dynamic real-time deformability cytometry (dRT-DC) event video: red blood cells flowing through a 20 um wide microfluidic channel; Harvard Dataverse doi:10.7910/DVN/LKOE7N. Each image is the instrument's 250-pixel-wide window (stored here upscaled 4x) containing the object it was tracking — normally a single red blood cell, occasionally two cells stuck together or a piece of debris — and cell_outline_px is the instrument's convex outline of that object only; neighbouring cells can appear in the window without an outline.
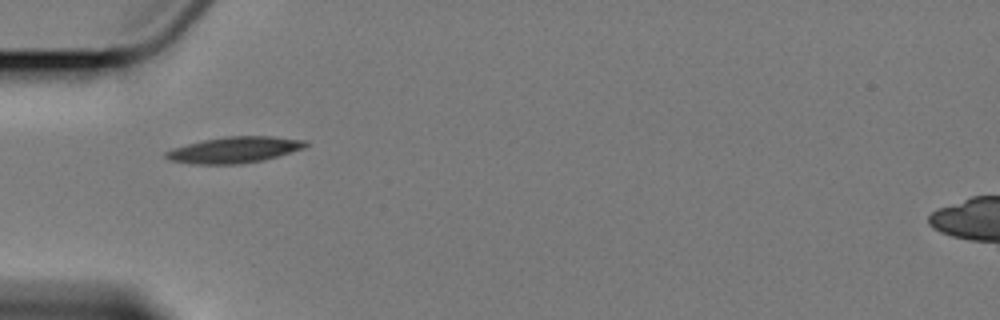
{"species": "Egyptian fruit bat (a non-hibernating species)", "species_latin": "Rousettus aegyptiacus", "temperature_condition": "cold", "stored_images_in_passage": 5, "camera_frame_rate_fps": 3000, "um_per_image_px": 0.085, "animal": {"sex": "female"}, "frame": {"image": 1, "passage_image": 1, "time_ms": 0.0, "image_size_px": [1000, 320], "cell_outline_px": [[308, 144], [304, 148], [264, 160], [240, 164], [192, 164], [172, 160], [164, 156], [164, 152], [172, 148], [204, 140], [224, 136], [272, 136], [308, 140]], "centroid_in_image_um": [19.95, 12.73], "position_along_channel_um": 65.1, "area_um2": 21.27}}
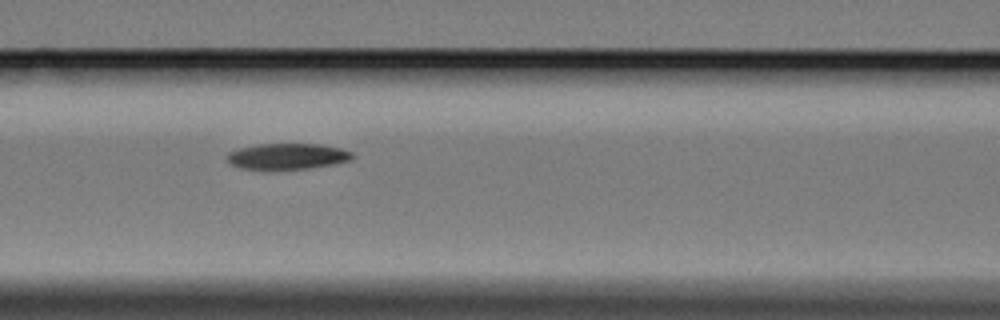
{"frame": {"image": 2, "passage_image": 3, "time_ms": 2.333, "image_size_px": [1000, 320], "cell_outline_px": [[356, 156], [352, 160], [312, 168], [240, 168], [232, 164], [224, 156], [228, 152], [240, 148], [256, 144], [320, 144], [340, 148], [352, 152]], "centroid_in_image_um": [24.46, 13.27], "position_along_channel_um": 142.1, "area_um2": 18.73}}
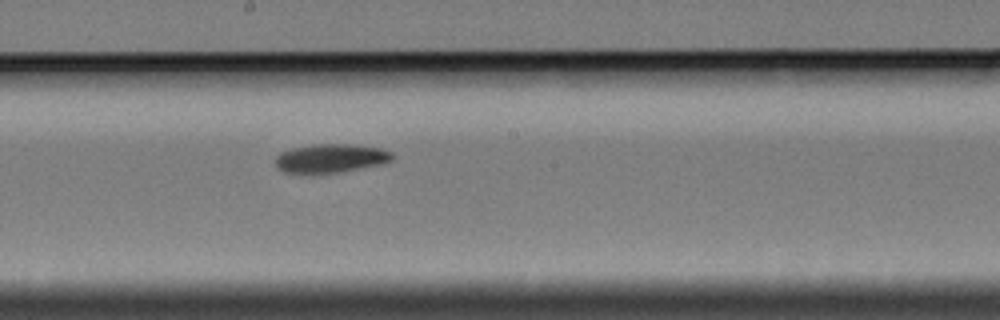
{"frame": {"image": 3, "passage_image": 5, "time_ms": 4.667, "image_size_px": [1000, 320], "cell_outline_px": [[392, 160], [384, 164], [336, 172], [284, 172], [276, 164], [276, 156], [280, 152], [292, 148], [312, 144], [352, 144], [380, 148], [392, 152]], "centroid_in_image_um": [28.14, 13.43], "position_along_channel_um": 220.1, "area_um2": 19.25}}